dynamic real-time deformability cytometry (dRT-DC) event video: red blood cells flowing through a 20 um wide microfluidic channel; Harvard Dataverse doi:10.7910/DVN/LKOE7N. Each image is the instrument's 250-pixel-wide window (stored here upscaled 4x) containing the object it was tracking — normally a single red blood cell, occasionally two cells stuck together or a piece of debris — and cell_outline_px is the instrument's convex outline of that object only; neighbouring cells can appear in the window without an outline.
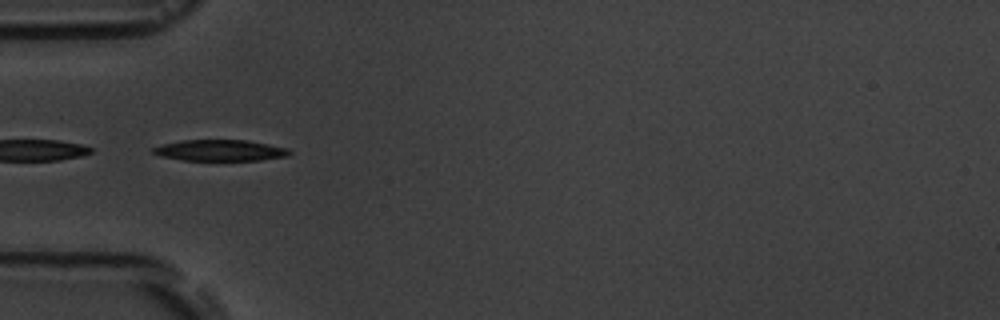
{"species": "common noctule bat (a hibernating species)", "species_latin": "Nyctalus noctula", "temperature_condition": "room temperature", "stored_images_in_passage": 8, "segment_of_instrument_passage": [2, 2], "camera_frame_rate_fps": 3000, "um_per_image_px": 0.085, "animal": {"sex": "male", "body_mass_g": 19.5, "forearm_length_mm": 54.6}, "frame": {"image": 1, "passage_image": 6, "time_ms": 5.667, "image_size_px": [1000, 320], "cell_outline_px": [[292, 152], [288, 156], [260, 160], [180, 160], [160, 156], [152, 152], [152, 148], [164, 144], [184, 140], [244, 140], [268, 144], [288, 148]], "centroid_in_image_um": [18.72, 12.79], "position_along_channel_um": 66.3, "area_um2": 16.7}}